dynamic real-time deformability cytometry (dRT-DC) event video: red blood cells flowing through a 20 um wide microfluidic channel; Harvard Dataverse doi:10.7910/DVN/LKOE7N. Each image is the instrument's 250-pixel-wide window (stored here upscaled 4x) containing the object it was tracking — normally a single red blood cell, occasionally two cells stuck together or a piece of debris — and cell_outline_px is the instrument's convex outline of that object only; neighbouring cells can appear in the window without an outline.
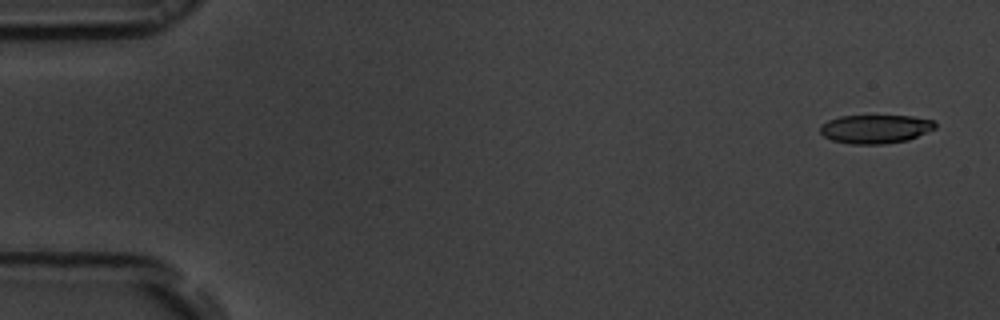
{"species": "common noctule bat (a hibernating species)", "species_latin": "Nyctalus noctula", "temperature_condition": "room temperature", "stored_images_in_passage": 56, "camera_frame_rate_fps": 3000, "um_per_image_px": 0.085, "animal": {"sex": "male", "body_mass_g": 19.5, "forearm_length_mm": 54.6}, "frame": {"image": 1, "passage_image": 3, "time_ms": 0.667, "image_size_px": [1000, 320], "cell_outline_px": [[936, 128], [908, 140], [884, 144], [852, 144], [832, 140], [824, 136], [820, 132], [820, 124], [828, 120], [840, 116], [912, 116], [932, 120], [936, 124]], "centroid_in_image_um": [74.39, 10.96], "position_along_channel_um": 10.6, "area_um2": 19.19}}
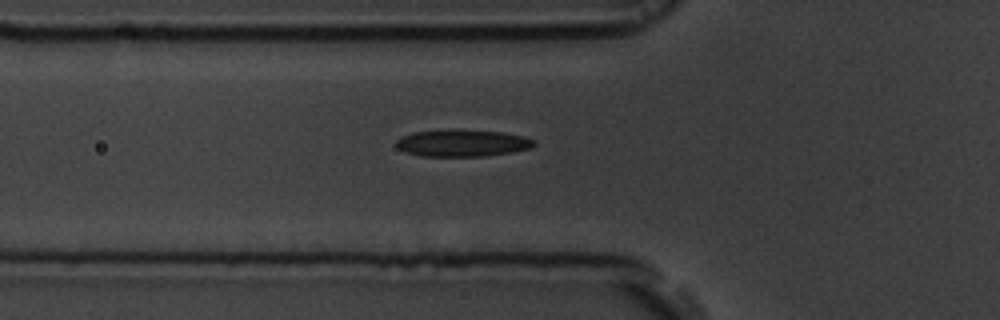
{"frame": {"image": 2, "passage_image": 20, "time_ms": 6.333, "image_size_px": [1000, 320], "cell_outline_px": [[536, 144], [532, 148], [512, 152], [484, 156], [424, 156], [408, 152], [396, 148], [396, 140], [400, 136], [412, 132], [448, 128], [452, 128], [504, 132], [524, 136], [536, 140]], "centroid_in_image_um": [39.31, 12.13], "position_along_channel_um": 86.5, "area_um2": 22.2}}
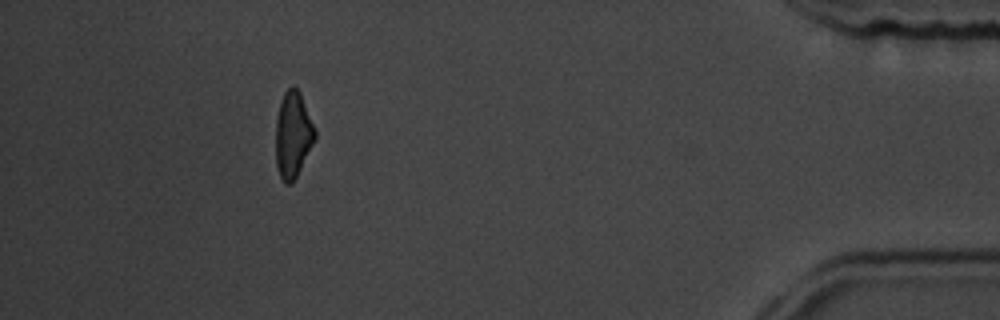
{"frame": {"image": 3, "passage_image": 51, "time_ms": 16.667, "image_size_px": [1000, 320], "cell_outline_px": [[316, 136], [292, 184], [284, 184], [280, 176], [276, 164], [276, 116], [280, 100], [284, 92], [292, 84], [300, 92], [316, 128]], "centroid_in_image_um": [24.89, 11.41], "position_along_channel_um": 410.3, "area_um2": 19.71}, "authors_computed_cell_mechanics": {"area_um2": 21.1259, "velocity_mm_per_s": 3.6818, "shape_relaxation_time_tau1_ms": 5.9209, "shape_relaxation_time_tau2_ms": 3.3327, "deformation_change_tau1": 0.1573, "deformation_change_tau2": 0.1262}}